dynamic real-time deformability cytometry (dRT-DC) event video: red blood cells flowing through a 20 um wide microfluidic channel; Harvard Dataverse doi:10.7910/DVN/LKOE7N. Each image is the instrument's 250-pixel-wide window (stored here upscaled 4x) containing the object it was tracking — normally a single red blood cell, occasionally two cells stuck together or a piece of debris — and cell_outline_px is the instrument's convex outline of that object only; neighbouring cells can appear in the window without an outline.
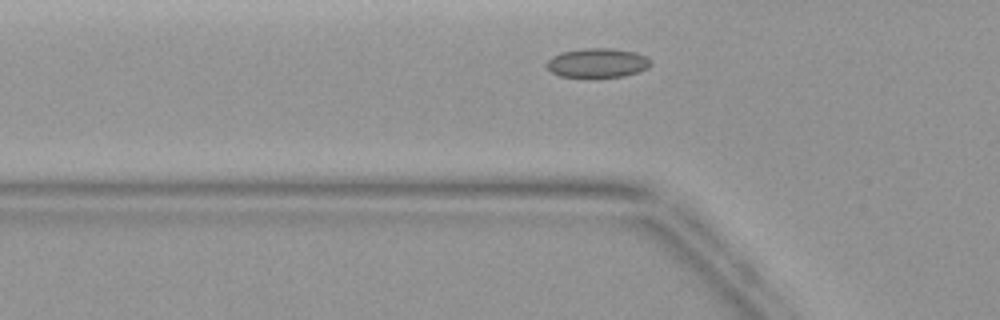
{"species": "common noctule bat (a hibernating species)", "species_latin": "Nyctalus noctula", "temperature_condition": "warm", "stored_images_in_passage": 32, "camera_frame_rate_fps": 3000, "um_per_image_px": 0.085, "animal": {"sex": "female", "body_mass_g": 19.9}, "frame": {"image": 1, "passage_image": 6, "time_ms": 1.667, "image_size_px": [1000, 320], "cell_outline_px": [[652, 64], [648, 68], [624, 76], [560, 76], [552, 72], [544, 64], [552, 56], [560, 52], [580, 48], [608, 48], [636, 52], [644, 56]], "centroid_in_image_um": [50.74, 5.32], "position_along_channel_um": 75.1, "area_um2": 17.51}}
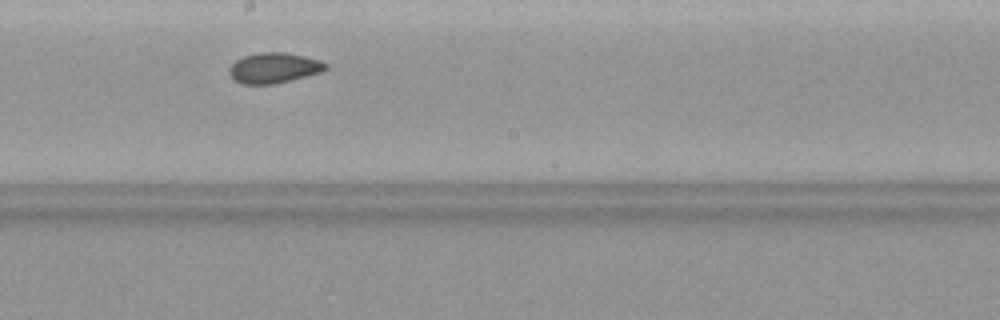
{"frame": {"image": 2, "passage_image": 16, "time_ms": 5.0, "image_size_px": [1000, 320], "cell_outline_px": [[328, 68], [320, 72], [272, 84], [240, 84], [228, 72], [228, 68], [236, 60], [244, 56], [260, 52], [284, 52], [304, 56], [320, 60], [328, 64]], "centroid_in_image_um": [23.27, 5.76], "position_along_channel_um": 224.9, "area_um2": 16.88}}
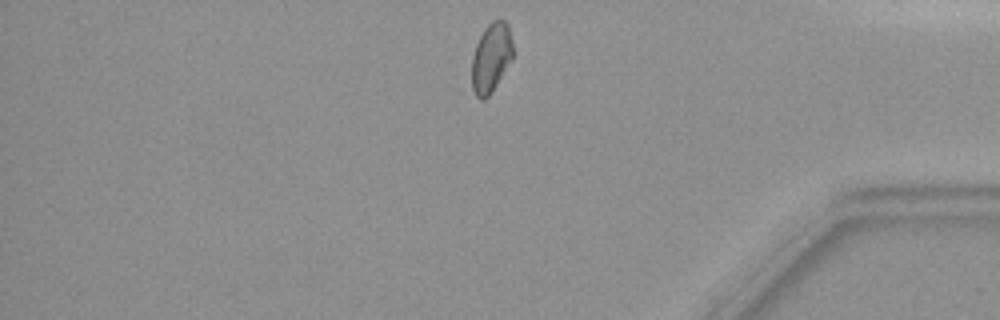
{"frame": {"image": 3, "passage_image": 29, "time_ms": 9.333, "image_size_px": [1000, 320], "cell_outline_px": [[512, 60], [492, 92], [484, 100], [480, 100], [476, 96], [472, 88], [472, 56], [476, 44], [484, 28], [492, 20], [500, 16], [508, 24], [512, 40]], "centroid_in_image_um": [41.75, 4.88], "position_along_channel_um": 393.5, "area_um2": 16.88}}